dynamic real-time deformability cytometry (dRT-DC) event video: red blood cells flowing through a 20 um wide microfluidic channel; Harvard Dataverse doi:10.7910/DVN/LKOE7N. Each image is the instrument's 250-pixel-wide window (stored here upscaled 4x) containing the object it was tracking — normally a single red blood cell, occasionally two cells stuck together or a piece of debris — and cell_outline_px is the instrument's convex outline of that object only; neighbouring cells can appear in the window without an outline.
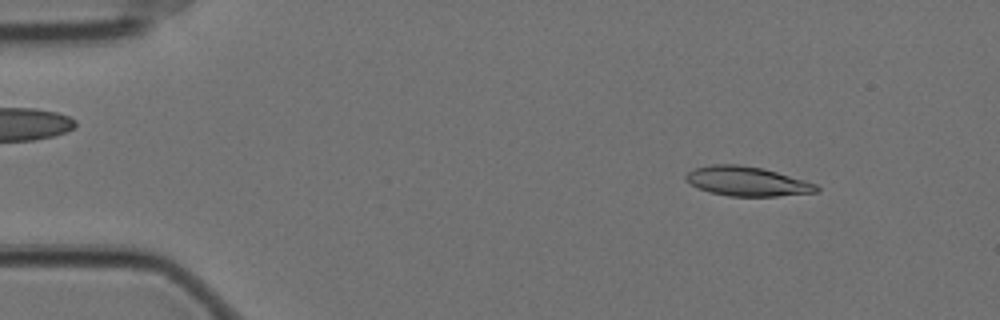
{"species": "Egyptian fruit bat (a non-hibernating species)", "species_latin": "Rousettus aegyptiacus", "temperature_condition": "cold", "stored_images_in_passage": 57, "segment_of_instrument_passage": [1, 2], "camera_frame_rate_fps": 3000, "um_per_image_px": 0.085, "animal": {"sex": "female"}, "frame": {"image": 1, "passage_image": 6, "time_ms": 1.667, "image_size_px": [1000, 320], "cell_outline_px": [[820, 192], [776, 196], [728, 196], [708, 192], [684, 180], [684, 176], [692, 168], [712, 164], [736, 164], [764, 168], [804, 180], [816, 184], [820, 188]], "centroid_in_image_um": [63.49, 15.41], "position_along_channel_um": 21.5, "area_um2": 22.54}}
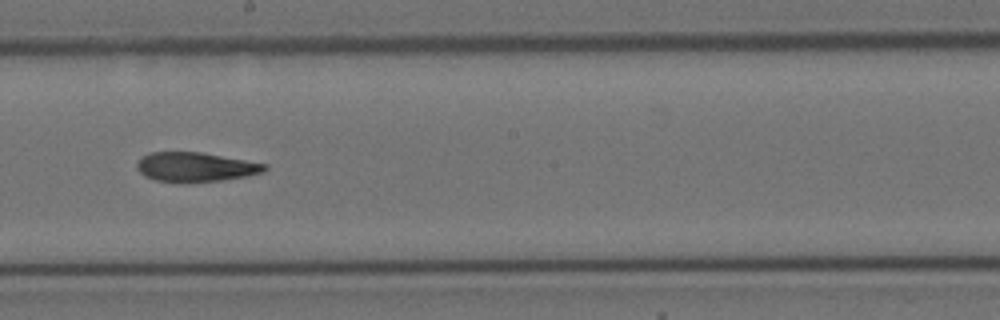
{"frame": {"image": 2, "passage_image": 31, "time_ms": 10.0, "image_size_px": [1000, 320], "cell_outline_px": [[268, 168], [264, 172], [248, 176], [224, 180], [180, 184], [156, 180], [144, 176], [136, 168], [136, 164], [140, 156], [148, 152], [200, 152], [268, 164]], "centroid_in_image_um": [16.59, 14.21], "position_along_channel_um": 231.6, "area_um2": 22.43}}
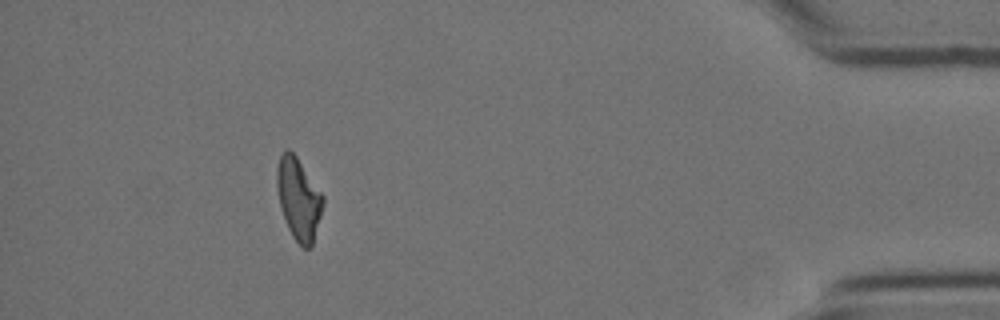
{"frame": {"image": 3, "passage_image": 51, "time_ms": 16.667, "image_size_px": [1000, 320], "cell_outline_px": [[324, 204], [312, 248], [304, 248], [292, 236], [288, 228], [280, 208], [276, 188], [276, 168], [280, 156], [284, 148], [288, 148], [296, 156], [324, 196]], "centroid_in_image_um": [25.37, 16.9], "position_along_channel_um": 409.8, "area_um2": 22.2}}